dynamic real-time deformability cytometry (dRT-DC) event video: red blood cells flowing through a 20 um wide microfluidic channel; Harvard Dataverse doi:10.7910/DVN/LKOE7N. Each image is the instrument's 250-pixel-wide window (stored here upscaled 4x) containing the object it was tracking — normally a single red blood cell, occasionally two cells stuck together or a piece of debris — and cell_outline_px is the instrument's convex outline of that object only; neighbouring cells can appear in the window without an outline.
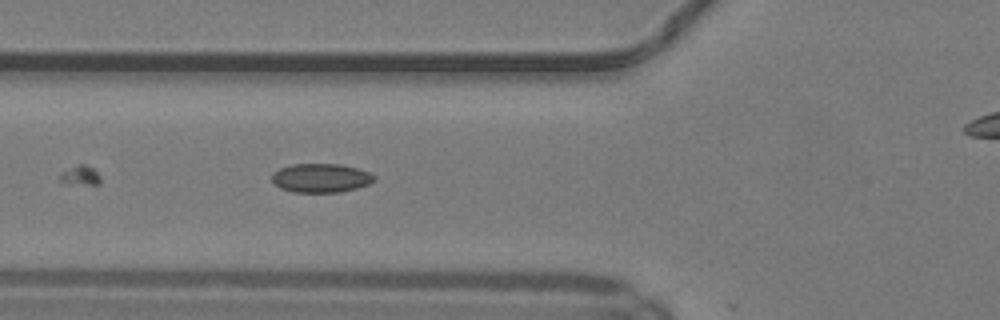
{"species": "common noctule bat (a hibernating species)", "species_latin": "Nyctalus noctula", "temperature_condition": "warm", "stored_images_in_passage": 21, "camera_frame_rate_fps": 3000, "um_per_image_px": 0.085, "animal": {"sex": "male", "body_mass_g": 19.2, "forearm_length_mm": 51.8}, "frame": {"image": 1, "passage_image": 18, "time_ms": 5.667, "image_size_px": [1000, 320], "cell_outline_px": [[376, 180], [368, 184], [356, 188], [340, 192], [292, 192], [280, 188], [272, 180], [272, 172], [280, 168], [292, 164], [340, 164], [356, 168], [368, 172], [376, 176]], "centroid_in_image_um": [27.27, 15.13], "position_along_channel_um": 98.5, "area_um2": 17.22}}
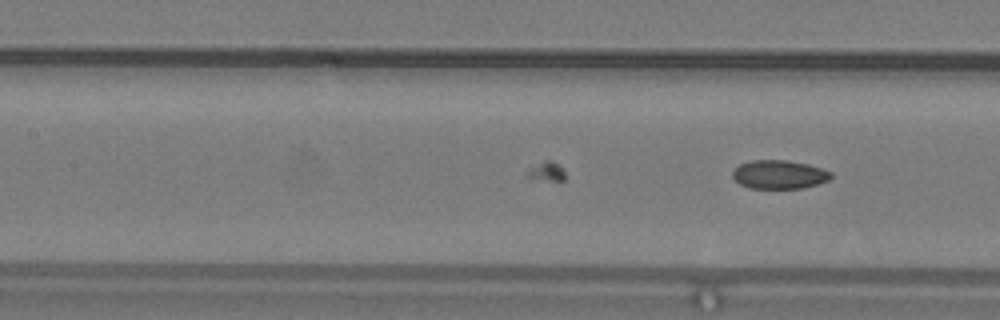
{"frame": {"image": 2, "passage_image": 21, "time_ms": 6.667, "image_size_px": [1000, 320], "cell_outline_px": [[832, 176], [828, 180], [816, 184], [800, 188], [752, 188], [740, 184], [732, 176], [732, 172], [740, 164], [752, 160], [788, 160], [808, 164], [832, 172]], "centroid_in_image_um": [66.23, 14.82], "position_along_channel_um": 141.2, "area_um2": 16.24}}